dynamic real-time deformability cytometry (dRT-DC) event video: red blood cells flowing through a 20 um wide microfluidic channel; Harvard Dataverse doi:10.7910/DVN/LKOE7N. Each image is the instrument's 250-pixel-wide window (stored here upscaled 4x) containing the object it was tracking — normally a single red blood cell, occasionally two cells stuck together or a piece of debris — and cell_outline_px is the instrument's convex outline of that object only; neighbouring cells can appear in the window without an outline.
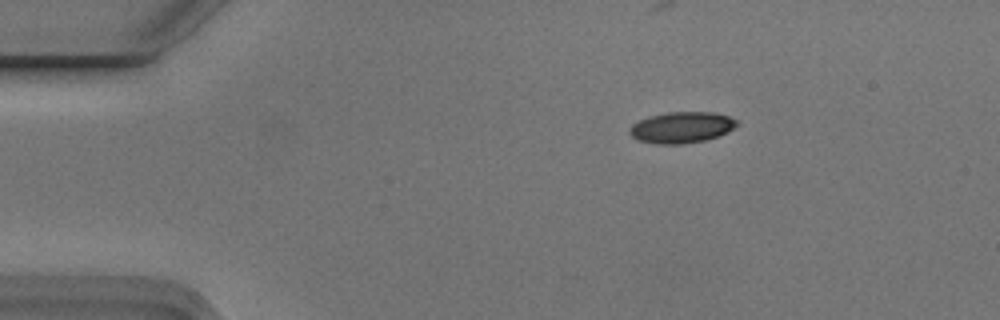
{"species": "Egyptian fruit bat (a non-hibernating species)", "species_latin": "Rousettus aegyptiacus", "temperature_condition": "cold", "stored_images_in_passage": 5, "camera_frame_rate_fps": 3000, "um_per_image_px": 0.085, "animal": {"sex": "male"}, "frame": {"image": 1, "passage_image": 2, "time_ms": 0.333, "image_size_px": [1000, 320], "cell_outline_px": [[740, 124], [716, 136], [704, 140], [680, 144], [656, 144], [640, 140], [632, 136], [628, 132], [632, 124], [648, 116], [668, 112], [712, 112], [728, 116], [736, 120]], "centroid_in_image_um": [57.9, 10.82], "position_along_channel_um": 27.1, "area_um2": 19.19}}